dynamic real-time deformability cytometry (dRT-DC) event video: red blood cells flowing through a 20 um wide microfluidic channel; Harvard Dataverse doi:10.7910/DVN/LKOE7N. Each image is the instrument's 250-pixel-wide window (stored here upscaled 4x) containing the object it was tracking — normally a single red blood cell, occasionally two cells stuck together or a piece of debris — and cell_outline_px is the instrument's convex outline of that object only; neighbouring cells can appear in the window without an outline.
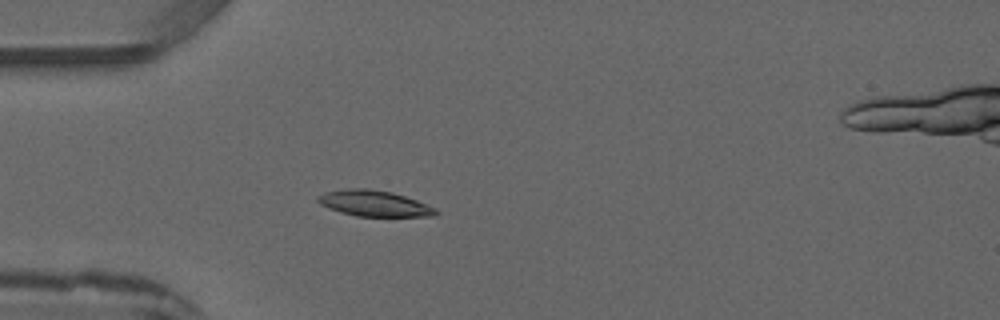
{"species": "common noctule bat (a hibernating species)", "species_latin": "Nyctalus noctula", "temperature_condition": "warm", "stored_images_in_passage": 3, "camera_frame_rate_fps": 3000, "um_per_image_px": 0.085, "animal": {"sex": "male", "forearm_length_mm": 52.5}, "frame": {"image": 1, "passage_image": 3, "time_ms": 3.333, "image_size_px": [1000, 320], "cell_outline_px": [[440, 212], [436, 216], [356, 216], [340, 212], [328, 208], [320, 204], [316, 200], [316, 196], [324, 192], [348, 188], [368, 188], [392, 192], [416, 200], [436, 208]], "centroid_in_image_um": [31.78, 17.28], "position_along_channel_um": 53.2, "area_um2": 17.92}}